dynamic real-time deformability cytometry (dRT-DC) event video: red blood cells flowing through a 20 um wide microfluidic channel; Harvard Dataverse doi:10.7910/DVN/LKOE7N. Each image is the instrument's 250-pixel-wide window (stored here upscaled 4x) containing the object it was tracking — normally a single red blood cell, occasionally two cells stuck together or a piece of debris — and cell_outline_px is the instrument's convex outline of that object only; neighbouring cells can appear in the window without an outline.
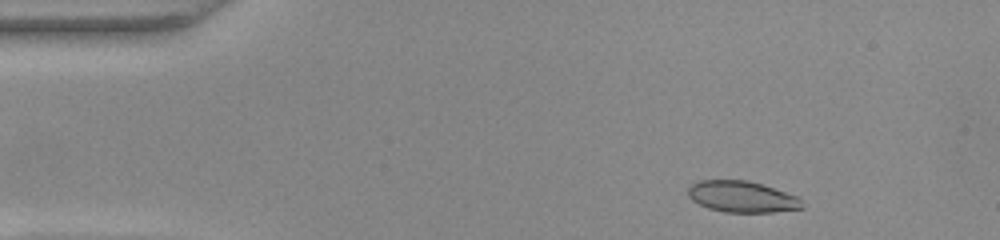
{"species": "common noctule bat (a hibernating species)", "species_latin": "Nyctalus noctula", "temperature_condition": "warm", "stored_images_in_passage": 48, "camera_frame_rate_fps": 3000, "um_per_image_px": 0.085, "animal": {"sex": "female", "body_mass_g": 22.0, "forearm_length_mm": 56.7}, "frame": {"image": 1, "passage_image": 3, "time_ms": 0.667, "image_size_px": [1000, 240], "cell_outline_px": [[804, 208], [772, 212], [724, 212], [708, 208], [692, 200], [688, 196], [688, 184], [700, 180], [748, 180], [800, 196]], "centroid_in_image_um": [63.07, 16.71], "position_along_channel_um": 21.9, "area_um2": 20.98}}
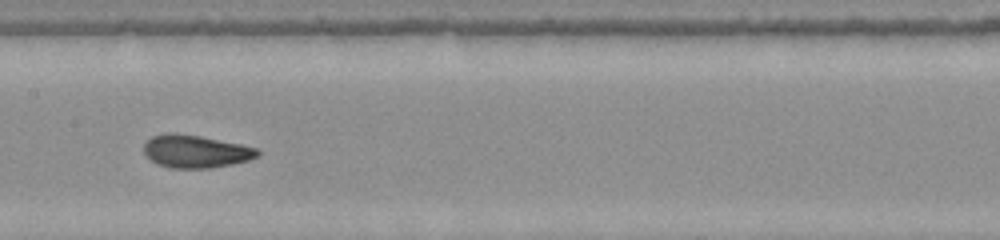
{"frame": {"image": 2, "passage_image": 22, "time_ms": 7.0, "image_size_px": [1000, 240], "cell_outline_px": [[260, 152], [256, 156], [248, 160], [232, 164], [212, 168], [168, 168], [156, 164], [144, 152], [144, 144], [152, 136], [200, 136], [260, 148]], "centroid_in_image_um": [16.69, 12.92], "position_along_channel_um": 190.7, "area_um2": 20.98}}
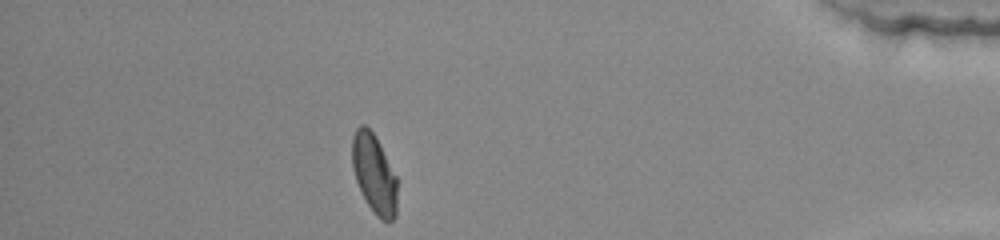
{"frame": {"image": 3, "passage_image": 42, "time_ms": 13.667, "image_size_px": [1000, 240], "cell_outline_px": [[396, 216], [392, 220], [380, 220], [376, 216], [368, 204], [356, 180], [352, 168], [352, 136], [356, 128], [360, 124], [364, 124], [376, 136], [396, 176]], "centroid_in_image_um": [31.79, 14.75], "position_along_channel_um": 403.4, "area_um2": 20.63}, "authors_computed_cell_mechanics": {"area_um2": 21.1548, "velocity_mm_per_s": 3.9063, "shape_relaxation_time_tau1_ms": 8.1899, "shape_relaxation_time_tau2_ms": 1.1939, "deformation_change_tau1": 0.2362, "deformation_change_tau2": 0.0446}}